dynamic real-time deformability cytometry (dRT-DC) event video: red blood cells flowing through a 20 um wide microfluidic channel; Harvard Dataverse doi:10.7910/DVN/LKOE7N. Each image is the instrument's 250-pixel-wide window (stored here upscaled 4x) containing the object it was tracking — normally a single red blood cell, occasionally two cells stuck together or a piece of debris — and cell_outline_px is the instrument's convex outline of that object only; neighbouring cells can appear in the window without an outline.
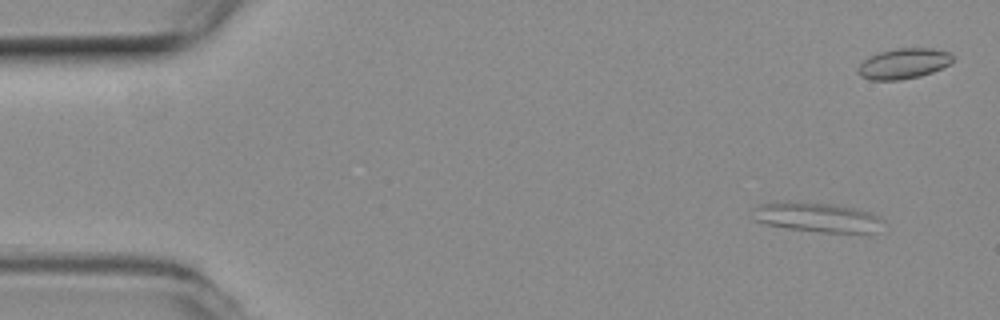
{"species": "common noctule bat (a hibernating species)", "species_latin": "Nyctalus noctula", "temperature_condition": "room temperature", "stored_images_in_passage": 54, "segment_of_instrument_passage": [1, 2], "camera_frame_rate_fps": 3000, "um_per_image_px": 0.085, "animal": {"sex": "female", "body_mass_g": 19.3, "forearm_length_mm": 54.1}, "frame": {"image": 1, "passage_image": 3, "time_ms": 0.667, "image_size_px": [1000, 320], "cell_outline_px": [[888, 224], [872, 232], [820, 232], [788, 228], [764, 224], [752, 220], [748, 216], [752, 208], [756, 204], [776, 200], [788, 200], [832, 204], [856, 208], [872, 212], [880, 216]], "centroid_in_image_um": [69.35, 18.43], "position_along_channel_um": 15.7, "area_um2": 23.52}}